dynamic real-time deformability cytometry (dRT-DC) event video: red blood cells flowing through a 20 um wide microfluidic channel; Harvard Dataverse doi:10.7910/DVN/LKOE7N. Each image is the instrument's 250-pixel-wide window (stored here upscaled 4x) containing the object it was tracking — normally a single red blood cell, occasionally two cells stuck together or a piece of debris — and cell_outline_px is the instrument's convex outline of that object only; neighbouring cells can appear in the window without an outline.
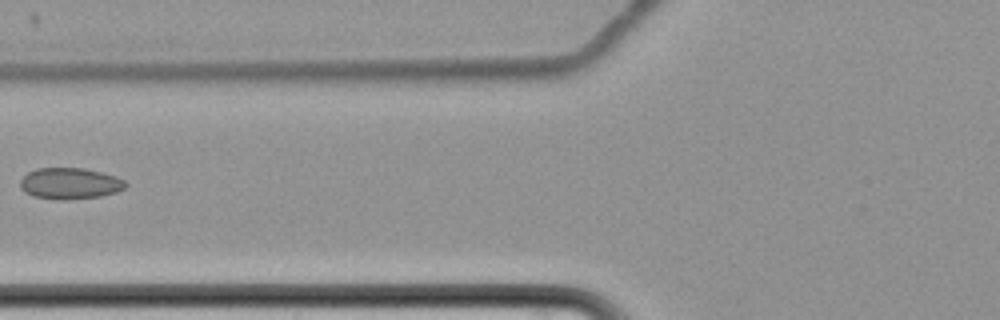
{"species": "common noctule bat (a hibernating species)", "species_latin": "Nyctalus noctula", "temperature_condition": "cold", "stored_images_in_passage": 8, "camera_frame_rate_fps": 3000, "um_per_image_px": 0.085, "animal": {"sex": "female", "body_mass_g": 22.7, "forearm_length_mm": 54.2}, "frame": {"image": 1, "passage_image": 8, "time_ms": 8.333, "image_size_px": [1000, 320], "cell_outline_px": [[128, 184], [124, 188], [116, 192], [100, 196], [64, 200], [32, 196], [24, 192], [20, 188], [20, 180], [28, 172], [36, 168], [84, 168], [116, 176], [124, 180]], "centroid_in_image_um": [5.93, 15.59], "position_along_channel_um": 119.9, "area_um2": 19.19}}